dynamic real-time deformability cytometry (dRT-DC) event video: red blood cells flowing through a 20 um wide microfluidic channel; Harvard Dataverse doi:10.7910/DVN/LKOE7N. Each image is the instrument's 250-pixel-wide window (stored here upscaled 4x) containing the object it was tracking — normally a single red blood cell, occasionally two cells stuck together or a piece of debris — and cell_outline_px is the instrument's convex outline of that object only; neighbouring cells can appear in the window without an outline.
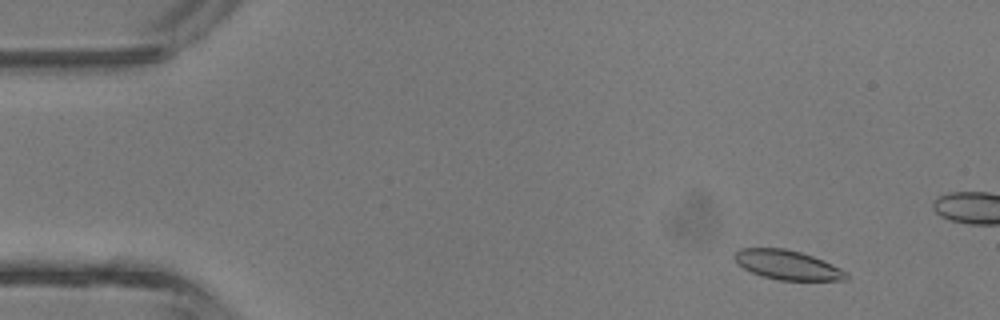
{"species": "common noctule bat (a hibernating species)", "species_latin": "Nyctalus noctula", "temperature_condition": "room temperature", "stored_images_in_passage": 4, "camera_frame_rate_fps": 3000, "um_per_image_px": 0.085, "animal": {"sex": "male", "body_mass_g": 13.3}, "frame": {"image": 1, "passage_image": 2, "time_ms": 1.0, "image_size_px": [1000, 320], "cell_outline_px": [[848, 280], [780, 280], [764, 276], [752, 272], [744, 268], [732, 256], [740, 248], [784, 248], [800, 252], [812, 256], [840, 268], [848, 276]], "centroid_in_image_um": [66.92, 22.51], "position_along_channel_um": 18.1, "area_um2": 18.73}}